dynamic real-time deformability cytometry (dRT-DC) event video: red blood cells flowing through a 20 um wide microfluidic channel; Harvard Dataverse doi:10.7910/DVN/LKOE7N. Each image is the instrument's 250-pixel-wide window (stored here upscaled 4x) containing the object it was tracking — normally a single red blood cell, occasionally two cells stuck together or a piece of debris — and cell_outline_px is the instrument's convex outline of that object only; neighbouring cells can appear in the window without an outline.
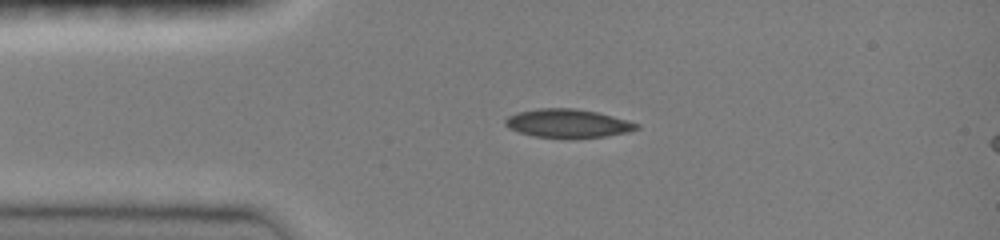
{"species": "common noctule bat (a hibernating species)", "species_latin": "Nyctalus noctula", "temperature_condition": "room temperature", "stored_images_in_passage": 31, "camera_frame_rate_fps": 3000, "um_per_image_px": 0.085, "animal": {"sex": "female", "body_mass_g": 19.0, "forearm_length_mm": 51.5}, "frame": {"image": 1, "passage_image": 2, "time_ms": 0.667, "image_size_px": [1000, 240], "cell_outline_px": [[640, 128], [628, 132], [604, 136], [572, 140], [532, 136], [508, 128], [504, 124], [504, 120], [508, 116], [516, 112], [540, 108], [576, 108], [596, 112], [628, 120], [640, 124]], "centroid_in_image_um": [48.25, 10.51], "position_along_channel_um": 36.7, "area_um2": 22.37}}
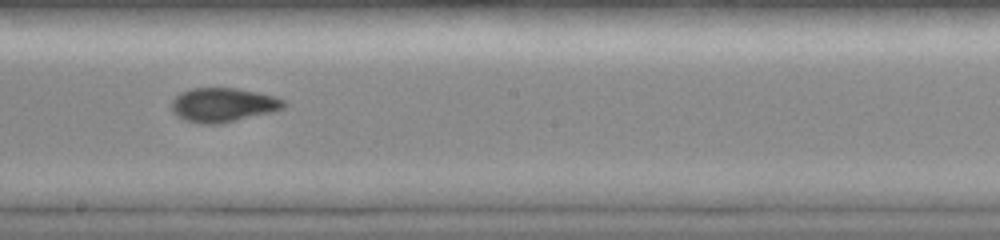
{"frame": {"image": 2, "passage_image": 15, "time_ms": 6.0, "image_size_px": [1000, 240], "cell_outline_px": [[288, 104], [284, 108], [276, 112], [216, 124], [200, 124], [184, 120], [176, 116], [172, 112], [172, 100], [180, 92], [192, 88], [236, 88], [276, 96], [284, 100]], "centroid_in_image_um": [18.98, 8.92], "position_along_channel_um": 229.2, "area_um2": 22.6}}
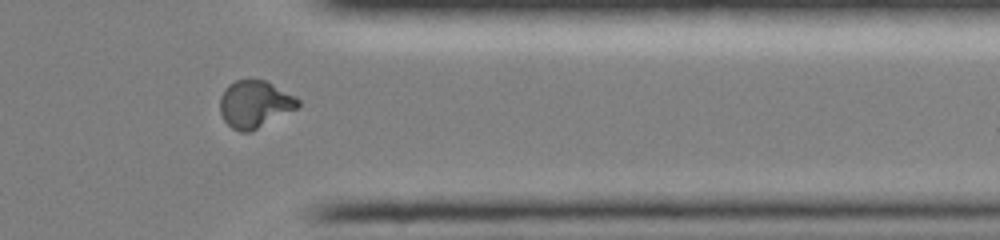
{"frame": {"image": 3, "passage_image": 26, "time_ms": 10.0, "image_size_px": [1000, 240], "cell_outline_px": [[300, 104], [296, 108], [248, 132], [240, 132], [232, 128], [224, 120], [220, 112], [220, 96], [228, 84], [236, 80], [264, 80], [296, 96], [300, 100]], "centroid_in_image_um": [21.62, 8.83], "position_along_channel_um": 389.8, "area_um2": 21.04}}